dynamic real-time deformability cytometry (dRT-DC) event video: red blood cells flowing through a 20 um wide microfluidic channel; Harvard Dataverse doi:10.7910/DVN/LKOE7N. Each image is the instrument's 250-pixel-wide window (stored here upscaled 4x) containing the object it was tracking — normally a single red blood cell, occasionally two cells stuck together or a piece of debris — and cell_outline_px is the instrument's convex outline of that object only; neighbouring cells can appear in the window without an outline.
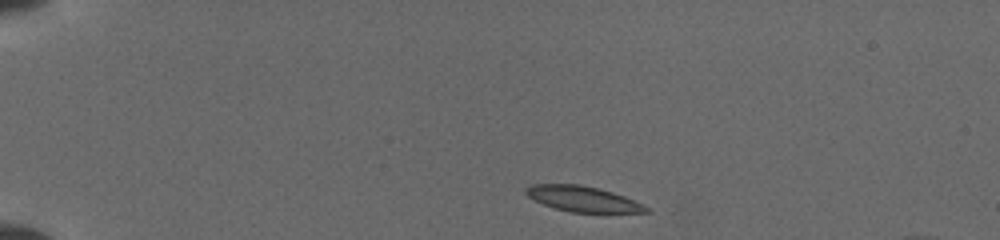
{"species": "common noctule bat (a hibernating species)", "species_latin": "Nyctalus noctula", "temperature_condition": "cold", "stored_images_in_passage": 21, "camera_frame_rate_fps": 3000, "um_per_image_px": 0.085, "animal": {"sex": "female", "body_mass_g": 19.5, "forearm_length_mm": 54.1}, "frame": {"image": 1, "passage_image": 1, "time_ms": 0.0, "image_size_px": [1000, 240], "cell_outline_px": [[652, 212], [568, 212], [544, 204], [528, 196], [524, 192], [532, 184], [580, 184], [612, 192], [624, 196], [648, 208]], "centroid_in_image_um": [49.52, 16.9], "position_along_channel_um": 35.5, "area_um2": 17.4}}
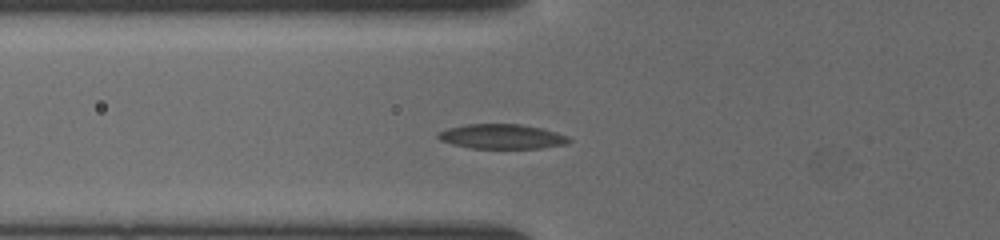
{"frame": {"image": 2, "passage_image": 14, "time_ms": 3.0, "image_size_px": [1000, 240], "cell_outline_px": [[572, 140], [564, 144], [540, 148], [472, 148], [452, 144], [440, 140], [436, 136], [440, 132], [448, 128], [468, 124], [520, 124], [544, 128], [568, 136]], "centroid_in_image_um": [42.68, 11.6], "position_along_channel_um": 83.1, "area_um2": 18.73}}